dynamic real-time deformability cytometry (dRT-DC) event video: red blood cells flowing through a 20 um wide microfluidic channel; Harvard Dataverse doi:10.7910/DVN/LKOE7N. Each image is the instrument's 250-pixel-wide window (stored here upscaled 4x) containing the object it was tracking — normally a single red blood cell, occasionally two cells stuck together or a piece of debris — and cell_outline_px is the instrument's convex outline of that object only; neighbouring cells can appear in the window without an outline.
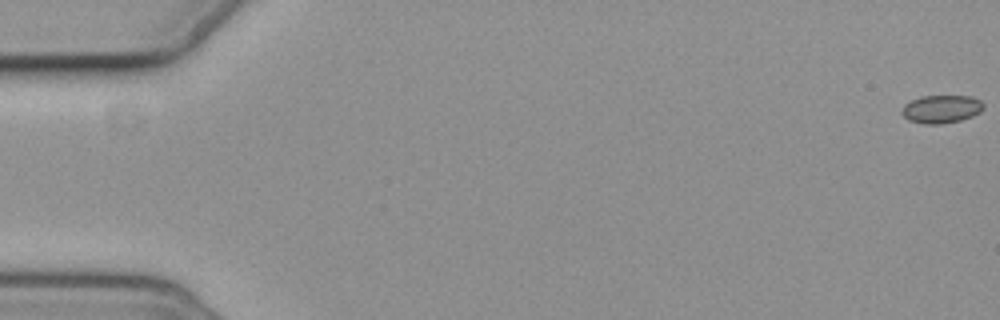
{"species": "common noctule bat (a hibernating species)", "species_latin": "Nyctalus noctula", "temperature_condition": "cold", "stored_images_in_passage": 4, "camera_frame_rate_fps": 3000, "um_per_image_px": 0.085, "animal": {"sex": "female", "body_mass_g": 19.3, "forearm_length_mm": 54.1}, "frame": {"image": 1, "passage_image": 1, "time_ms": 0.0, "image_size_px": [1000, 320], "cell_outline_px": [[984, 108], [980, 112], [972, 116], [960, 120], [940, 124], [924, 124], [908, 120], [900, 112], [904, 104], [920, 96], [972, 96], [980, 100], [984, 104]], "centroid_in_image_um": [80.01, 9.27], "position_along_channel_um": 5.0, "area_um2": 13.41}}